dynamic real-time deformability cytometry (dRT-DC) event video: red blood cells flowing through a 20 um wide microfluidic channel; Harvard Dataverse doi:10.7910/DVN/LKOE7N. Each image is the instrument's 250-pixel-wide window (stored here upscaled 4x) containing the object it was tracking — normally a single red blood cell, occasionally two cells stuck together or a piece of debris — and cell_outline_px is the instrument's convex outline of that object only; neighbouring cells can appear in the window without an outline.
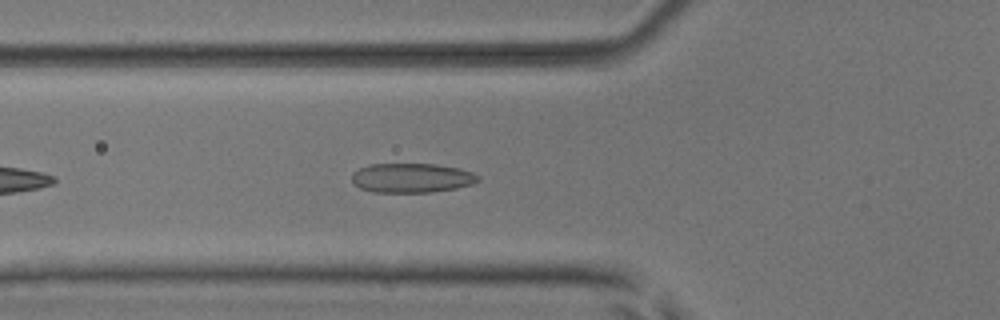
{"species": "common noctule bat (a hibernating species)", "species_latin": "Nyctalus noctula", "temperature_condition": "room temperature", "stored_images_in_passage": 39, "camera_frame_rate_fps": 3000, "um_per_image_px": 0.085, "animal": {"sex": "male", "body_mass_g": 17.9, "forearm_length_mm": 54.2}, "frame": {"image": 1, "passage_image": 7, "time_ms": 2.0, "image_size_px": [1000, 320], "cell_outline_px": [[480, 180], [472, 184], [456, 188], [432, 192], [372, 192], [360, 188], [352, 180], [352, 172], [368, 164], [436, 164], [460, 168], [472, 172], [480, 176]], "centroid_in_image_um": [35.01, 15.12], "position_along_channel_um": 90.8, "area_um2": 21.73}}
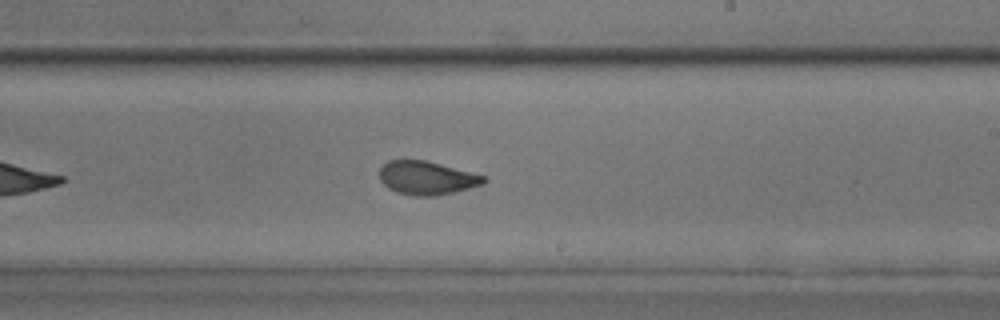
{"frame": {"image": 2, "passage_image": 19, "time_ms": 6.0, "image_size_px": [1000, 320], "cell_outline_px": [[488, 180], [484, 184], [436, 196], [416, 196], [396, 192], [388, 188], [380, 180], [380, 168], [388, 160], [424, 160], [440, 164], [484, 176]], "centroid_in_image_um": [36.25, 15.13], "position_along_channel_um": 252.7, "area_um2": 20.11}}
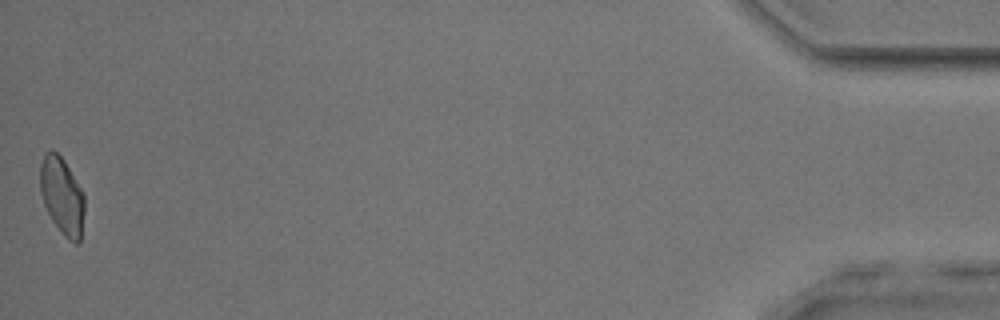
{"frame": {"image": 3, "passage_image": 39, "time_ms": 12.667, "image_size_px": [1000, 320], "cell_outline_px": [[84, 212], [80, 240], [76, 244], [68, 240], [64, 236], [52, 220], [44, 204], [40, 188], [40, 164], [44, 152], [56, 152], [64, 160], [80, 188], [84, 196]], "centroid_in_image_um": [5.26, 16.67], "position_along_channel_um": 429.9, "area_um2": 19.65}, "authors_computed_cell_mechanics": {"area_um2": 20.4034, "velocity_mm_per_s": 4.0605, "shape_relaxation_time_tau1_ms": 4.5791, "shape_relaxation_time_tau2_ms": 0.9063, "deformation_change_tau1": 0.161, "deformation_change_tau2": 0.064}}